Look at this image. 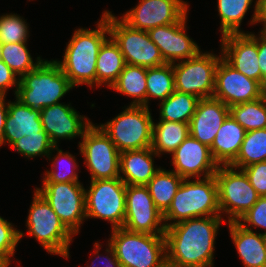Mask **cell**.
I'll return each mask as SVG.
<instances>
[{
    "label": "cell",
    "mask_w": 266,
    "mask_h": 267,
    "mask_svg": "<svg viewBox=\"0 0 266 267\" xmlns=\"http://www.w3.org/2000/svg\"><path fill=\"white\" fill-rule=\"evenodd\" d=\"M221 216L191 218L166 227L168 267H214L215 239Z\"/></svg>",
    "instance_id": "obj_1"
},
{
    "label": "cell",
    "mask_w": 266,
    "mask_h": 267,
    "mask_svg": "<svg viewBox=\"0 0 266 267\" xmlns=\"http://www.w3.org/2000/svg\"><path fill=\"white\" fill-rule=\"evenodd\" d=\"M96 29H75L66 44L63 60H55L73 87L96 86V60L103 43L109 38L107 10L102 12ZM106 34L108 36H106Z\"/></svg>",
    "instance_id": "obj_2"
},
{
    "label": "cell",
    "mask_w": 266,
    "mask_h": 267,
    "mask_svg": "<svg viewBox=\"0 0 266 267\" xmlns=\"http://www.w3.org/2000/svg\"><path fill=\"white\" fill-rule=\"evenodd\" d=\"M205 216H220L215 176L183 179L170 207L163 214L165 226Z\"/></svg>",
    "instance_id": "obj_3"
},
{
    "label": "cell",
    "mask_w": 266,
    "mask_h": 267,
    "mask_svg": "<svg viewBox=\"0 0 266 267\" xmlns=\"http://www.w3.org/2000/svg\"><path fill=\"white\" fill-rule=\"evenodd\" d=\"M51 60H43L20 78L15 97L27 107L42 110L61 103L62 97L74 88L60 66Z\"/></svg>",
    "instance_id": "obj_4"
},
{
    "label": "cell",
    "mask_w": 266,
    "mask_h": 267,
    "mask_svg": "<svg viewBox=\"0 0 266 267\" xmlns=\"http://www.w3.org/2000/svg\"><path fill=\"white\" fill-rule=\"evenodd\" d=\"M108 243L122 267H168L165 234H147L116 228Z\"/></svg>",
    "instance_id": "obj_5"
},
{
    "label": "cell",
    "mask_w": 266,
    "mask_h": 267,
    "mask_svg": "<svg viewBox=\"0 0 266 267\" xmlns=\"http://www.w3.org/2000/svg\"><path fill=\"white\" fill-rule=\"evenodd\" d=\"M33 196L26 220L27 235L33 236L49 254L68 259L74 235L36 189Z\"/></svg>",
    "instance_id": "obj_6"
},
{
    "label": "cell",
    "mask_w": 266,
    "mask_h": 267,
    "mask_svg": "<svg viewBox=\"0 0 266 267\" xmlns=\"http://www.w3.org/2000/svg\"><path fill=\"white\" fill-rule=\"evenodd\" d=\"M151 114L149 107L129 105L112 120L99 126L120 153L141 150L152 145L153 118Z\"/></svg>",
    "instance_id": "obj_7"
},
{
    "label": "cell",
    "mask_w": 266,
    "mask_h": 267,
    "mask_svg": "<svg viewBox=\"0 0 266 267\" xmlns=\"http://www.w3.org/2000/svg\"><path fill=\"white\" fill-rule=\"evenodd\" d=\"M218 186L220 216L227 215L226 222H237L260 198L242 169L219 165L214 174Z\"/></svg>",
    "instance_id": "obj_8"
},
{
    "label": "cell",
    "mask_w": 266,
    "mask_h": 267,
    "mask_svg": "<svg viewBox=\"0 0 266 267\" xmlns=\"http://www.w3.org/2000/svg\"><path fill=\"white\" fill-rule=\"evenodd\" d=\"M110 37L119 46L126 64L146 68L166 64L159 48L147 31L131 28L121 18L107 10Z\"/></svg>",
    "instance_id": "obj_9"
},
{
    "label": "cell",
    "mask_w": 266,
    "mask_h": 267,
    "mask_svg": "<svg viewBox=\"0 0 266 267\" xmlns=\"http://www.w3.org/2000/svg\"><path fill=\"white\" fill-rule=\"evenodd\" d=\"M86 219L110 222L111 229L122 228L126 212V184L120 178L90 181L85 189Z\"/></svg>",
    "instance_id": "obj_10"
},
{
    "label": "cell",
    "mask_w": 266,
    "mask_h": 267,
    "mask_svg": "<svg viewBox=\"0 0 266 267\" xmlns=\"http://www.w3.org/2000/svg\"><path fill=\"white\" fill-rule=\"evenodd\" d=\"M78 144L90 181L120 178V152L99 125L92 123Z\"/></svg>",
    "instance_id": "obj_11"
},
{
    "label": "cell",
    "mask_w": 266,
    "mask_h": 267,
    "mask_svg": "<svg viewBox=\"0 0 266 267\" xmlns=\"http://www.w3.org/2000/svg\"><path fill=\"white\" fill-rule=\"evenodd\" d=\"M200 51L195 57L173 64L175 90L199 99L212 98L215 73L222 57Z\"/></svg>",
    "instance_id": "obj_12"
},
{
    "label": "cell",
    "mask_w": 266,
    "mask_h": 267,
    "mask_svg": "<svg viewBox=\"0 0 266 267\" xmlns=\"http://www.w3.org/2000/svg\"><path fill=\"white\" fill-rule=\"evenodd\" d=\"M65 227L75 236L86 220L85 188L81 182L42 183L35 187Z\"/></svg>",
    "instance_id": "obj_13"
},
{
    "label": "cell",
    "mask_w": 266,
    "mask_h": 267,
    "mask_svg": "<svg viewBox=\"0 0 266 267\" xmlns=\"http://www.w3.org/2000/svg\"><path fill=\"white\" fill-rule=\"evenodd\" d=\"M123 228L131 232L165 234L163 214L155 206L146 186L126 185Z\"/></svg>",
    "instance_id": "obj_14"
},
{
    "label": "cell",
    "mask_w": 266,
    "mask_h": 267,
    "mask_svg": "<svg viewBox=\"0 0 266 267\" xmlns=\"http://www.w3.org/2000/svg\"><path fill=\"white\" fill-rule=\"evenodd\" d=\"M189 5L183 0H139L121 18L131 28L149 29L177 23L187 12Z\"/></svg>",
    "instance_id": "obj_15"
},
{
    "label": "cell",
    "mask_w": 266,
    "mask_h": 267,
    "mask_svg": "<svg viewBox=\"0 0 266 267\" xmlns=\"http://www.w3.org/2000/svg\"><path fill=\"white\" fill-rule=\"evenodd\" d=\"M261 84L238 72L221 57L215 73L213 98L228 107L259 99Z\"/></svg>",
    "instance_id": "obj_16"
},
{
    "label": "cell",
    "mask_w": 266,
    "mask_h": 267,
    "mask_svg": "<svg viewBox=\"0 0 266 267\" xmlns=\"http://www.w3.org/2000/svg\"><path fill=\"white\" fill-rule=\"evenodd\" d=\"M187 15L186 13L177 23L158 26L147 31L168 64L193 58L201 51L198 44L186 33Z\"/></svg>",
    "instance_id": "obj_17"
},
{
    "label": "cell",
    "mask_w": 266,
    "mask_h": 267,
    "mask_svg": "<svg viewBox=\"0 0 266 267\" xmlns=\"http://www.w3.org/2000/svg\"><path fill=\"white\" fill-rule=\"evenodd\" d=\"M173 172L184 179L213 176L219 165L214 160L210 147L189 135L171 154Z\"/></svg>",
    "instance_id": "obj_18"
},
{
    "label": "cell",
    "mask_w": 266,
    "mask_h": 267,
    "mask_svg": "<svg viewBox=\"0 0 266 267\" xmlns=\"http://www.w3.org/2000/svg\"><path fill=\"white\" fill-rule=\"evenodd\" d=\"M70 104L62 102L40 110L43 130L54 146H58L60 139L82 138L86 129L92 124L90 119L80 115Z\"/></svg>",
    "instance_id": "obj_19"
},
{
    "label": "cell",
    "mask_w": 266,
    "mask_h": 267,
    "mask_svg": "<svg viewBox=\"0 0 266 267\" xmlns=\"http://www.w3.org/2000/svg\"><path fill=\"white\" fill-rule=\"evenodd\" d=\"M222 57L238 72L261 84L257 35L248 32L221 36Z\"/></svg>",
    "instance_id": "obj_20"
},
{
    "label": "cell",
    "mask_w": 266,
    "mask_h": 267,
    "mask_svg": "<svg viewBox=\"0 0 266 267\" xmlns=\"http://www.w3.org/2000/svg\"><path fill=\"white\" fill-rule=\"evenodd\" d=\"M229 115V107L215 98L200 99L189 123L190 135L209 147L224 120Z\"/></svg>",
    "instance_id": "obj_21"
},
{
    "label": "cell",
    "mask_w": 266,
    "mask_h": 267,
    "mask_svg": "<svg viewBox=\"0 0 266 267\" xmlns=\"http://www.w3.org/2000/svg\"><path fill=\"white\" fill-rule=\"evenodd\" d=\"M15 99L14 102L8 101V114L4 127V143L10 146L24 136L43 131L40 110L27 107Z\"/></svg>",
    "instance_id": "obj_22"
},
{
    "label": "cell",
    "mask_w": 266,
    "mask_h": 267,
    "mask_svg": "<svg viewBox=\"0 0 266 267\" xmlns=\"http://www.w3.org/2000/svg\"><path fill=\"white\" fill-rule=\"evenodd\" d=\"M154 157L159 156L151 147L121 152L120 179L126 185L145 186L160 169L154 166Z\"/></svg>",
    "instance_id": "obj_23"
},
{
    "label": "cell",
    "mask_w": 266,
    "mask_h": 267,
    "mask_svg": "<svg viewBox=\"0 0 266 267\" xmlns=\"http://www.w3.org/2000/svg\"><path fill=\"white\" fill-rule=\"evenodd\" d=\"M230 237L244 267H266V235L228 222Z\"/></svg>",
    "instance_id": "obj_24"
},
{
    "label": "cell",
    "mask_w": 266,
    "mask_h": 267,
    "mask_svg": "<svg viewBox=\"0 0 266 267\" xmlns=\"http://www.w3.org/2000/svg\"><path fill=\"white\" fill-rule=\"evenodd\" d=\"M246 130L229 114L210 147L218 165H230L239 154Z\"/></svg>",
    "instance_id": "obj_25"
},
{
    "label": "cell",
    "mask_w": 266,
    "mask_h": 267,
    "mask_svg": "<svg viewBox=\"0 0 266 267\" xmlns=\"http://www.w3.org/2000/svg\"><path fill=\"white\" fill-rule=\"evenodd\" d=\"M125 65L119 46L109 36L101 46L96 60V88L102 85L110 88L117 81Z\"/></svg>",
    "instance_id": "obj_26"
},
{
    "label": "cell",
    "mask_w": 266,
    "mask_h": 267,
    "mask_svg": "<svg viewBox=\"0 0 266 267\" xmlns=\"http://www.w3.org/2000/svg\"><path fill=\"white\" fill-rule=\"evenodd\" d=\"M190 135L189 123L159 120L153 122L152 150L161 154H172Z\"/></svg>",
    "instance_id": "obj_27"
},
{
    "label": "cell",
    "mask_w": 266,
    "mask_h": 267,
    "mask_svg": "<svg viewBox=\"0 0 266 267\" xmlns=\"http://www.w3.org/2000/svg\"><path fill=\"white\" fill-rule=\"evenodd\" d=\"M146 75V67L126 64L117 81L110 88L134 99L130 106L146 107Z\"/></svg>",
    "instance_id": "obj_28"
},
{
    "label": "cell",
    "mask_w": 266,
    "mask_h": 267,
    "mask_svg": "<svg viewBox=\"0 0 266 267\" xmlns=\"http://www.w3.org/2000/svg\"><path fill=\"white\" fill-rule=\"evenodd\" d=\"M183 179L172 170H165L160 167L153 178L145 185L155 206L162 214L170 207Z\"/></svg>",
    "instance_id": "obj_29"
},
{
    "label": "cell",
    "mask_w": 266,
    "mask_h": 267,
    "mask_svg": "<svg viewBox=\"0 0 266 267\" xmlns=\"http://www.w3.org/2000/svg\"><path fill=\"white\" fill-rule=\"evenodd\" d=\"M199 98L188 93L174 91L169 97L159 104V120L190 123Z\"/></svg>",
    "instance_id": "obj_30"
},
{
    "label": "cell",
    "mask_w": 266,
    "mask_h": 267,
    "mask_svg": "<svg viewBox=\"0 0 266 267\" xmlns=\"http://www.w3.org/2000/svg\"><path fill=\"white\" fill-rule=\"evenodd\" d=\"M146 107L150 98L165 100L175 91L173 64L147 68L146 75Z\"/></svg>",
    "instance_id": "obj_31"
},
{
    "label": "cell",
    "mask_w": 266,
    "mask_h": 267,
    "mask_svg": "<svg viewBox=\"0 0 266 267\" xmlns=\"http://www.w3.org/2000/svg\"><path fill=\"white\" fill-rule=\"evenodd\" d=\"M264 161H266V128L247 131L239 154L230 166L242 169Z\"/></svg>",
    "instance_id": "obj_32"
},
{
    "label": "cell",
    "mask_w": 266,
    "mask_h": 267,
    "mask_svg": "<svg viewBox=\"0 0 266 267\" xmlns=\"http://www.w3.org/2000/svg\"><path fill=\"white\" fill-rule=\"evenodd\" d=\"M0 59L19 77L35 69L44 59L35 63L27 48V42L0 44Z\"/></svg>",
    "instance_id": "obj_33"
},
{
    "label": "cell",
    "mask_w": 266,
    "mask_h": 267,
    "mask_svg": "<svg viewBox=\"0 0 266 267\" xmlns=\"http://www.w3.org/2000/svg\"><path fill=\"white\" fill-rule=\"evenodd\" d=\"M254 0H217V10L220 16V31L227 34L245 33L241 23Z\"/></svg>",
    "instance_id": "obj_34"
},
{
    "label": "cell",
    "mask_w": 266,
    "mask_h": 267,
    "mask_svg": "<svg viewBox=\"0 0 266 267\" xmlns=\"http://www.w3.org/2000/svg\"><path fill=\"white\" fill-rule=\"evenodd\" d=\"M229 114L246 130L266 128V106L261 98L229 107Z\"/></svg>",
    "instance_id": "obj_35"
},
{
    "label": "cell",
    "mask_w": 266,
    "mask_h": 267,
    "mask_svg": "<svg viewBox=\"0 0 266 267\" xmlns=\"http://www.w3.org/2000/svg\"><path fill=\"white\" fill-rule=\"evenodd\" d=\"M55 146L57 155L52 157V170H46L43 174V183H66V182H80L79 176L76 171L79 167L76 162L75 156L69 152H63ZM58 164V165H57ZM65 164V165H64ZM66 166V167H65ZM58 169V170H57ZM76 170V171H75Z\"/></svg>",
    "instance_id": "obj_36"
},
{
    "label": "cell",
    "mask_w": 266,
    "mask_h": 267,
    "mask_svg": "<svg viewBox=\"0 0 266 267\" xmlns=\"http://www.w3.org/2000/svg\"><path fill=\"white\" fill-rule=\"evenodd\" d=\"M11 148L27 159L46 156L50 161L51 156H54L52 153L55 152V146L44 130L18 139L11 145Z\"/></svg>",
    "instance_id": "obj_37"
},
{
    "label": "cell",
    "mask_w": 266,
    "mask_h": 267,
    "mask_svg": "<svg viewBox=\"0 0 266 267\" xmlns=\"http://www.w3.org/2000/svg\"><path fill=\"white\" fill-rule=\"evenodd\" d=\"M17 13L0 16V44L27 42L29 26Z\"/></svg>",
    "instance_id": "obj_38"
},
{
    "label": "cell",
    "mask_w": 266,
    "mask_h": 267,
    "mask_svg": "<svg viewBox=\"0 0 266 267\" xmlns=\"http://www.w3.org/2000/svg\"><path fill=\"white\" fill-rule=\"evenodd\" d=\"M24 236V232L16 229L10 221L0 216V258L9 264L12 262L19 241Z\"/></svg>",
    "instance_id": "obj_39"
},
{
    "label": "cell",
    "mask_w": 266,
    "mask_h": 267,
    "mask_svg": "<svg viewBox=\"0 0 266 267\" xmlns=\"http://www.w3.org/2000/svg\"><path fill=\"white\" fill-rule=\"evenodd\" d=\"M237 222L250 231H253V228H262L265 231L262 234L266 235V196L260 197Z\"/></svg>",
    "instance_id": "obj_40"
},
{
    "label": "cell",
    "mask_w": 266,
    "mask_h": 267,
    "mask_svg": "<svg viewBox=\"0 0 266 267\" xmlns=\"http://www.w3.org/2000/svg\"><path fill=\"white\" fill-rule=\"evenodd\" d=\"M260 197L266 196V161L242 168Z\"/></svg>",
    "instance_id": "obj_41"
},
{
    "label": "cell",
    "mask_w": 266,
    "mask_h": 267,
    "mask_svg": "<svg viewBox=\"0 0 266 267\" xmlns=\"http://www.w3.org/2000/svg\"><path fill=\"white\" fill-rule=\"evenodd\" d=\"M105 246L108 247V248L106 247L105 249L107 255L101 256L99 253H100L102 245L99 243V241L94 243L93 253L95 255V258L92 260L91 265L87 264L86 267H99V265L100 267L101 265H103V267H122L120 262L117 260L114 249L111 247V245L108 243ZM96 260H99L96 262V263H99L98 265L95 263Z\"/></svg>",
    "instance_id": "obj_42"
},
{
    "label": "cell",
    "mask_w": 266,
    "mask_h": 267,
    "mask_svg": "<svg viewBox=\"0 0 266 267\" xmlns=\"http://www.w3.org/2000/svg\"><path fill=\"white\" fill-rule=\"evenodd\" d=\"M20 78L0 59V96H6L10 87H15L16 96Z\"/></svg>",
    "instance_id": "obj_43"
},
{
    "label": "cell",
    "mask_w": 266,
    "mask_h": 267,
    "mask_svg": "<svg viewBox=\"0 0 266 267\" xmlns=\"http://www.w3.org/2000/svg\"><path fill=\"white\" fill-rule=\"evenodd\" d=\"M258 63L261 70V85L266 82V33L260 31L257 36Z\"/></svg>",
    "instance_id": "obj_44"
},
{
    "label": "cell",
    "mask_w": 266,
    "mask_h": 267,
    "mask_svg": "<svg viewBox=\"0 0 266 267\" xmlns=\"http://www.w3.org/2000/svg\"><path fill=\"white\" fill-rule=\"evenodd\" d=\"M254 6V13L252 15L250 25H256L257 23L263 24L260 31L266 30V0H256Z\"/></svg>",
    "instance_id": "obj_45"
},
{
    "label": "cell",
    "mask_w": 266,
    "mask_h": 267,
    "mask_svg": "<svg viewBox=\"0 0 266 267\" xmlns=\"http://www.w3.org/2000/svg\"><path fill=\"white\" fill-rule=\"evenodd\" d=\"M6 96H0V147L4 144V127L8 114V102L5 101Z\"/></svg>",
    "instance_id": "obj_46"
},
{
    "label": "cell",
    "mask_w": 266,
    "mask_h": 267,
    "mask_svg": "<svg viewBox=\"0 0 266 267\" xmlns=\"http://www.w3.org/2000/svg\"><path fill=\"white\" fill-rule=\"evenodd\" d=\"M260 98H261L263 104L266 106V82L263 85H261Z\"/></svg>",
    "instance_id": "obj_47"
},
{
    "label": "cell",
    "mask_w": 266,
    "mask_h": 267,
    "mask_svg": "<svg viewBox=\"0 0 266 267\" xmlns=\"http://www.w3.org/2000/svg\"><path fill=\"white\" fill-rule=\"evenodd\" d=\"M9 266L10 264L6 260L0 258V267H9Z\"/></svg>",
    "instance_id": "obj_48"
}]
</instances>
